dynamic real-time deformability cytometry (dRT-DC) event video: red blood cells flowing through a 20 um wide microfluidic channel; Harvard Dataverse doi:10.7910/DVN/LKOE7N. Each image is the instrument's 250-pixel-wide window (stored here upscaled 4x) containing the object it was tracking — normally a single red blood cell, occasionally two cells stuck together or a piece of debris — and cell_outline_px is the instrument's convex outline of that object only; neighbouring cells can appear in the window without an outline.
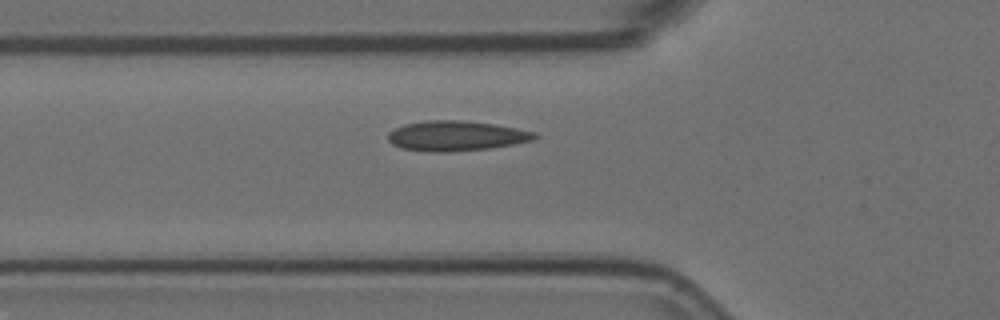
{"species": "Egyptian fruit bat (a non-hibernating species)", "species_latin": "Rousettus aegyptiacus", "temperature_condition": "room temperature", "stored_images_in_passage": 6, "camera_frame_rate_fps": 3000, "um_per_image_px": 0.085, "animal": {"sex": "female"}, "frame": {"image": 1, "passage_image": 6, "time_ms": 1.667, "image_size_px": [1000, 320], "cell_outline_px": [[540, 136], [532, 140], [512, 144], [488, 148], [444, 152], [432, 152], [400, 148], [392, 144], [388, 140], [388, 132], [392, 128], [404, 124], [428, 120], [456, 120], [496, 124], [536, 132]], "centroid_in_image_um": [38.74, 11.54], "position_along_channel_um": 87.1, "area_um2": 25.66}}